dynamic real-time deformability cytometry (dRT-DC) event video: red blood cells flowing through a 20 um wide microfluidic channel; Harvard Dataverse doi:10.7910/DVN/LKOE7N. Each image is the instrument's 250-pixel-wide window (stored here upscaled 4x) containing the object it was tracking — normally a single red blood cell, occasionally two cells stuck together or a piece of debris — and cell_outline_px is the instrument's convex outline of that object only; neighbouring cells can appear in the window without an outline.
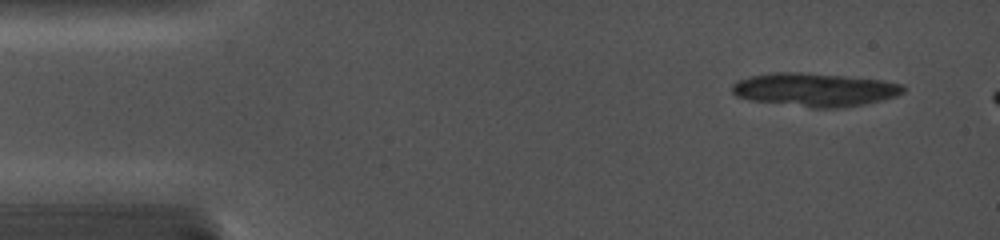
{"species": "common noctule bat (a hibernating species)", "species_latin": "Nyctalus noctula", "temperature_condition": "cold", "stored_images_in_passage": 1, "camera_frame_rate_fps": 5000, "um_per_image_px": 0.085, "animal": {"sex": "female", "body_mass_g": 19.0, "forearm_length_mm": 56.7}, "frame": {"image": 1, "passage_image": 1, "time_ms": 0.0, "image_size_px": [1000, 240], "cell_outline_px": [[904, 92], [896, 96], [864, 104], [840, 108], [808, 108], [748, 100], [736, 96], [732, 92], [732, 84], [736, 80], [768, 72], [800, 72], [844, 76], [884, 80], [904, 84]], "centroid_in_image_um": [69.22, 7.63], "position_along_channel_um": 15.8, "area_um2": 33.7}}